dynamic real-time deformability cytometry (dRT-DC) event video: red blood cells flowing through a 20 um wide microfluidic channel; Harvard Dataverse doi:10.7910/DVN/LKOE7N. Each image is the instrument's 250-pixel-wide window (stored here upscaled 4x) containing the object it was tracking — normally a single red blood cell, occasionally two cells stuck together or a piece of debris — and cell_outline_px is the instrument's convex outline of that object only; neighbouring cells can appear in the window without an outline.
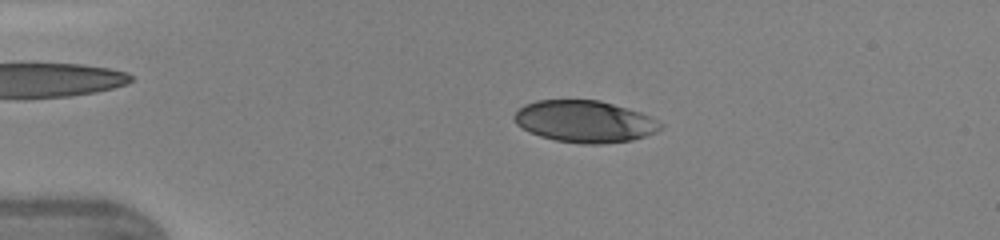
{"species": "human", "species_latin": "Homo sapiens", "temperature_condition": "warm", "stored_images_in_passage": 46, "camera_frame_rate_fps": 3000, "um_per_image_px": 0.085, "donor": {"sex": "female"}, "frame": {"image": 1, "passage_image": 10, "time_ms": 3.0, "image_size_px": [1000, 240], "cell_outline_px": [[664, 128], [656, 132], [632, 140], [600, 144], [580, 144], [556, 140], [540, 136], [528, 132], [516, 124], [512, 116], [524, 104], [536, 100], [600, 100], [628, 108], [640, 112], [664, 124]], "centroid_in_image_um": [49.69, 10.32], "position_along_channel_um": 35.3, "area_um2": 35.84}}
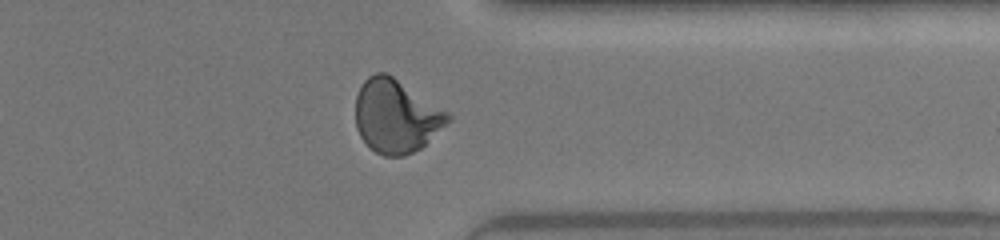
{"frame": {"image": 2, "passage_image": 37, "time_ms": 12.0, "image_size_px": [1000, 240], "cell_outline_px": [[452, 120], [448, 124], [420, 148], [404, 156], [384, 156], [376, 152], [360, 136], [356, 128], [356, 96], [364, 80], [368, 76], [376, 72], [384, 72], [392, 76], [448, 112], [452, 116]], "centroid_in_image_um": [33.67, 9.87], "position_along_channel_um": 377.7, "area_um2": 39.13}}
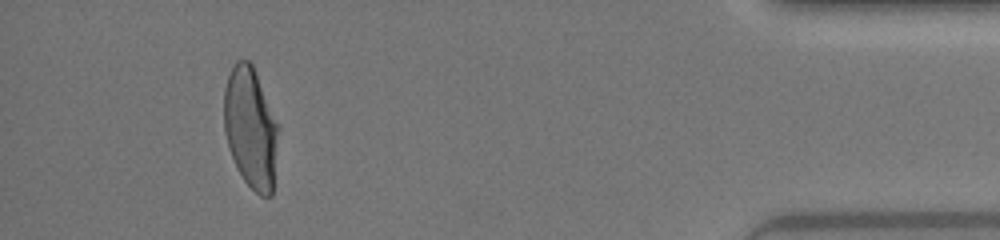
{"frame": {"image": 3, "passage_image": 43, "time_ms": 14.0, "image_size_px": [1000, 240], "cell_outline_px": [[276, 136], [272, 196], [260, 196], [244, 180], [232, 156], [224, 132], [224, 88], [228, 76], [236, 60], [248, 60], [252, 64], [276, 124]], "centroid_in_image_um": [21.25, 10.86], "position_along_channel_um": 414.0, "area_um2": 36.82}, "authors_computed_cell_mechanics": {"area_um2": 37.8301, "velocity_mm_per_s": 4.3595, "shape_relaxation_time_tau1_ms": 4.1686, "shape_relaxation_time_tau2_ms": null, "deformation_change_tau1": 0.185, "deformation_change_tau2": null}}